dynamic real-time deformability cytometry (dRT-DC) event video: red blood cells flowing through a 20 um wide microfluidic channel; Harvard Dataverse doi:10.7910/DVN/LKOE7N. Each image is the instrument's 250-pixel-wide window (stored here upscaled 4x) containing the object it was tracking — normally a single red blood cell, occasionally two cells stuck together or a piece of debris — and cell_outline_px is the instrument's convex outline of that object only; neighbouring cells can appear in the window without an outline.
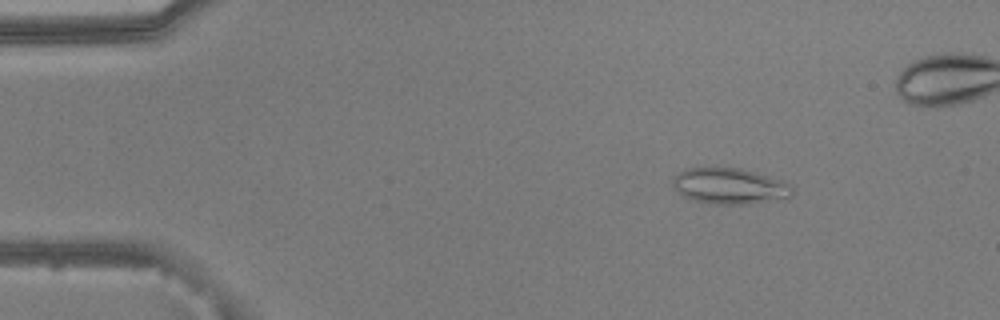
{"species": "common noctule bat (a hibernating species)", "species_latin": "Nyctalus noctula", "temperature_condition": "warm", "stored_images_in_passage": 49, "camera_frame_rate_fps": 3000, "um_per_image_px": 0.085, "animal": {"sex": "male", "body_mass_g": 20.5, "forearm_length_mm": 52.5}, "frame": {"image": 1, "passage_image": 8, "time_ms": 2.333, "image_size_px": [1000, 320], "cell_outline_px": [[792, 196], [788, 200], [744, 204], [708, 204], [692, 200], [676, 192], [672, 188], [672, 180], [684, 168], [740, 168], [756, 172], [784, 180], [792, 188]], "centroid_in_image_um": [62.05, 15.84], "position_along_channel_um": 23.0, "area_um2": 25.55}}
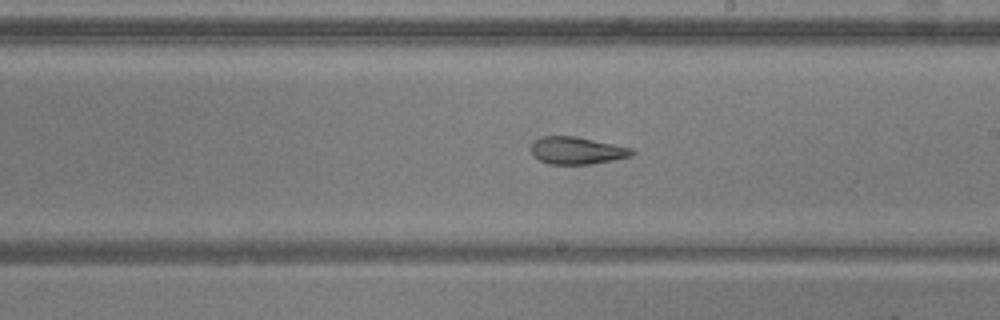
{"frame": {"image": 2, "passage_image": 31, "time_ms": 10.0, "image_size_px": [1000, 320], "cell_outline_px": [[636, 152], [632, 156], [592, 164], [548, 164], [532, 156], [532, 144], [540, 136], [576, 136], [632, 148]], "centroid_in_image_um": [49.04, 12.8], "position_along_channel_um": 240.0, "area_um2": 16.07}}
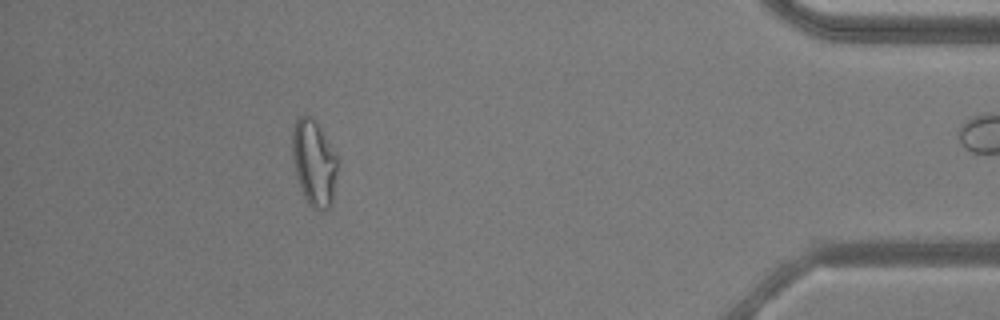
{"frame": {"image": 3, "passage_image": 48, "time_ms": 15.667, "image_size_px": [1000, 320], "cell_outline_px": [[336, 172], [332, 208], [324, 212], [320, 212], [312, 208], [308, 204], [300, 188], [296, 176], [292, 156], [292, 128], [296, 116], [312, 116], [316, 120], [336, 156]], "centroid_in_image_um": [26.66, 13.87], "position_along_channel_um": 408.5, "area_um2": 22.95}}